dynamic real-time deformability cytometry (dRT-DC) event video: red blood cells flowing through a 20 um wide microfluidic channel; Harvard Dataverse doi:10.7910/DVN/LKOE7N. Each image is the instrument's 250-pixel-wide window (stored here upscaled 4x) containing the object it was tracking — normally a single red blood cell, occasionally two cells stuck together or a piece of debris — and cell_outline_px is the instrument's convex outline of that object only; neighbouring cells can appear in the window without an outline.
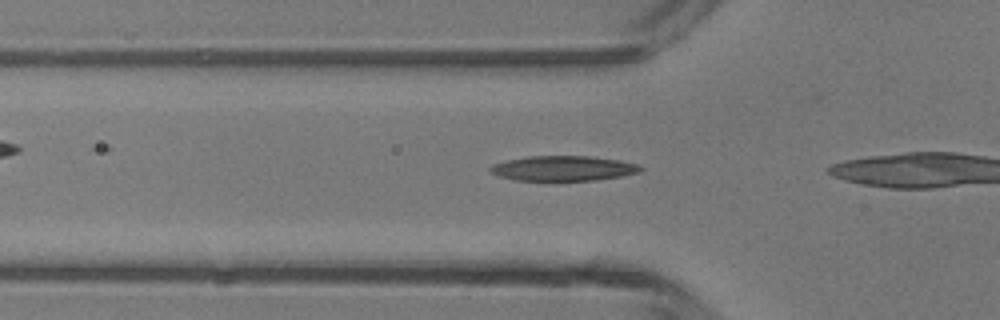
{"species": "common noctule bat (a hibernating species)", "species_latin": "Nyctalus noctula", "temperature_condition": "room temperature", "stored_images_in_passage": 8, "camera_frame_rate_fps": 3000, "um_per_image_px": 0.085, "animal": {"sex": "male", "body_mass_g": 13.3}, "frame": {"image": 1, "passage_image": 3, "time_ms": 0.667, "image_size_px": [1000, 320], "cell_outline_px": [[644, 168], [640, 172], [620, 176], [596, 180], [516, 180], [500, 176], [492, 172], [488, 168], [492, 164], [508, 160], [528, 156], [592, 156], [620, 160], [640, 164]], "centroid_in_image_um": [47.93, 14.3], "position_along_channel_um": 77.9, "area_um2": 21.85}}
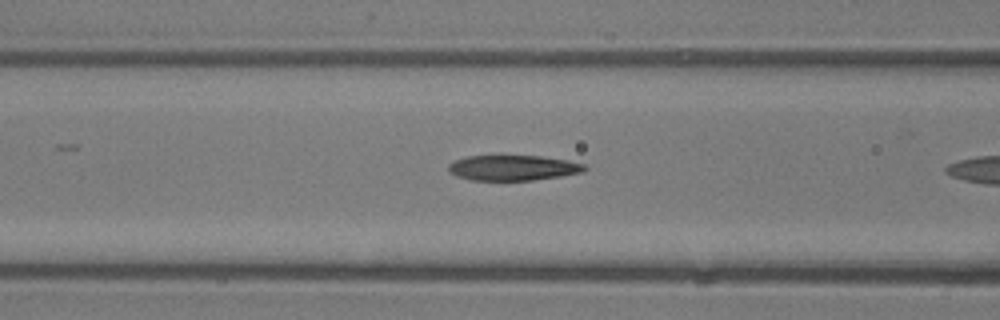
{"frame": {"image": 2, "passage_image": 6, "time_ms": 1.667, "image_size_px": [1000, 320], "cell_outline_px": [[588, 168], [584, 172], [560, 176], [532, 180], [468, 180], [456, 176], [448, 172], [448, 164], [456, 160], [468, 156], [540, 156], [568, 160], [584, 164]], "centroid_in_image_um": [43.6, 14.27], "position_along_channel_um": 123.0, "area_um2": 20.11}}